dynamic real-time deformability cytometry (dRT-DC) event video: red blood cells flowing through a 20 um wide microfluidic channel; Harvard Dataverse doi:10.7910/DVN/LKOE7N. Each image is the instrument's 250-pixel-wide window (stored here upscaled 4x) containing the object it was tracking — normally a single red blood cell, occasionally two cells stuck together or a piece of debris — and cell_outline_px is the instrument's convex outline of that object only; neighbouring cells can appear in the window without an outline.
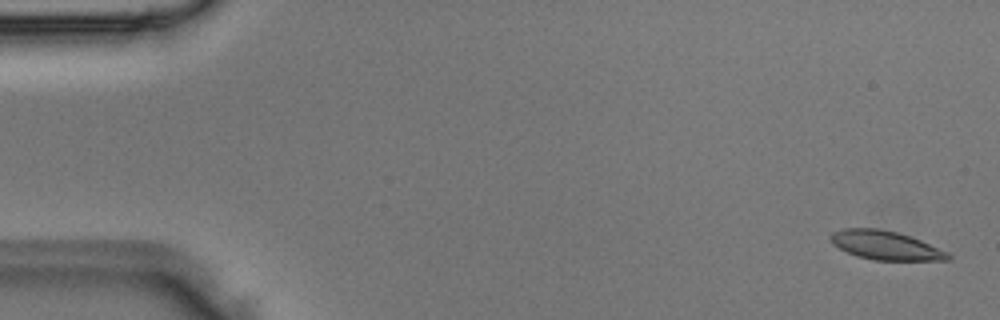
{"species": "Egyptian fruit bat (a non-hibernating species)", "species_latin": "Rousettus aegyptiacus", "temperature_condition": "room temperature", "stored_images_in_passage": 5, "segment_of_instrument_passage": [1, 2], "camera_frame_rate_fps": 3000, "um_per_image_px": 0.085, "animal": {"sex": "male"}, "frame": {"image": 1, "passage_image": 1, "time_ms": 0.0, "image_size_px": [1000, 320], "cell_outline_px": [[952, 260], [872, 260], [856, 256], [832, 244], [828, 236], [832, 232], [844, 228], [876, 228], [896, 232], [920, 240], [948, 252], [952, 256]], "centroid_in_image_um": [75.25, 20.86], "position_along_channel_um": 9.8, "area_um2": 19.71}}
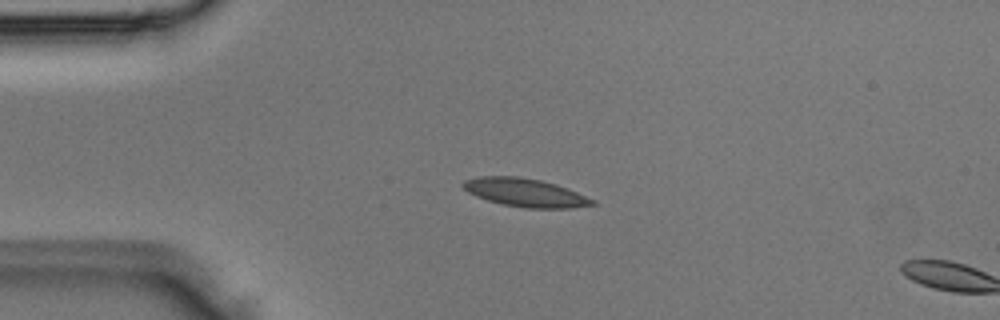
{"frame": {"image": 2, "passage_image": 4, "time_ms": 1.0, "image_size_px": [1000, 320], "cell_outline_px": [[596, 204], [572, 208], [524, 208], [504, 204], [488, 200], [476, 196], [468, 192], [460, 184], [464, 180], [480, 176], [516, 176], [540, 180], [556, 184], [568, 188], [596, 200]], "centroid_in_image_um": [44.66, 16.37], "position_along_channel_um": 40.3, "area_um2": 21.33}}